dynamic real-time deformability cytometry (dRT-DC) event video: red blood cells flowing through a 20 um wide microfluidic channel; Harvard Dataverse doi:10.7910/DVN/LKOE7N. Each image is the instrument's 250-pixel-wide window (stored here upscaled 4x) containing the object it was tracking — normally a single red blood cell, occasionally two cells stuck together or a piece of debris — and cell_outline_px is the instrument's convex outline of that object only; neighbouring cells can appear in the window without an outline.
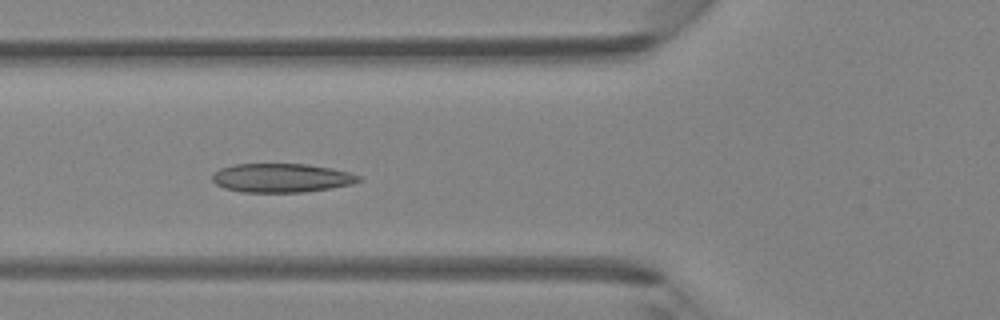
{"species": "Egyptian fruit bat (a non-hibernating species)", "species_latin": "Rousettus aegyptiacus", "temperature_condition": "room temperature", "stored_images_in_passage": 42, "camera_frame_rate_fps": 3000, "um_per_image_px": 0.085, "animal": {"sex": "female"}, "frame": {"image": 1, "passage_image": 16, "time_ms": 5.0, "image_size_px": [1000, 320], "cell_outline_px": [[360, 180], [352, 184], [332, 188], [304, 192], [240, 192], [224, 188], [216, 184], [212, 180], [212, 176], [220, 168], [232, 164], [304, 164], [332, 168], [348, 172], [360, 176]], "centroid_in_image_um": [23.91, 15.12], "position_along_channel_um": 101.9, "area_um2": 24.62}}
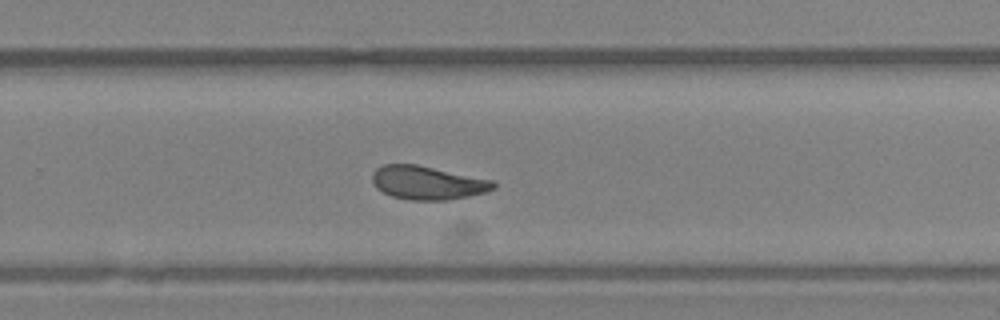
{"frame": {"image": 2, "passage_image": 29, "time_ms": 9.333, "image_size_px": [1000, 320], "cell_outline_px": [[496, 188], [484, 192], [468, 196], [448, 200], [412, 200], [392, 196], [376, 188], [372, 180], [372, 172], [376, 168], [384, 164], [416, 164], [492, 180], [496, 184]], "centroid_in_image_um": [36.32, 15.53], "position_along_channel_um": 293.5, "area_um2": 23.52}}
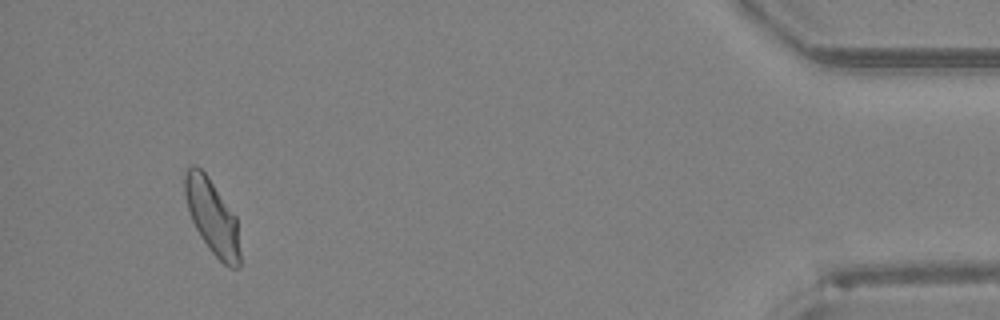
{"frame": {"image": 3, "passage_image": 42, "time_ms": 13.667, "image_size_px": [1000, 320], "cell_outline_px": [[240, 264], [236, 268], [228, 268], [212, 252], [200, 236], [192, 220], [188, 208], [184, 192], [184, 176], [188, 168], [192, 164], [196, 164], [208, 176], [236, 216], [240, 252]], "centroid_in_image_um": [18.04, 18.42], "position_along_channel_um": 417.2, "area_um2": 23.87}}